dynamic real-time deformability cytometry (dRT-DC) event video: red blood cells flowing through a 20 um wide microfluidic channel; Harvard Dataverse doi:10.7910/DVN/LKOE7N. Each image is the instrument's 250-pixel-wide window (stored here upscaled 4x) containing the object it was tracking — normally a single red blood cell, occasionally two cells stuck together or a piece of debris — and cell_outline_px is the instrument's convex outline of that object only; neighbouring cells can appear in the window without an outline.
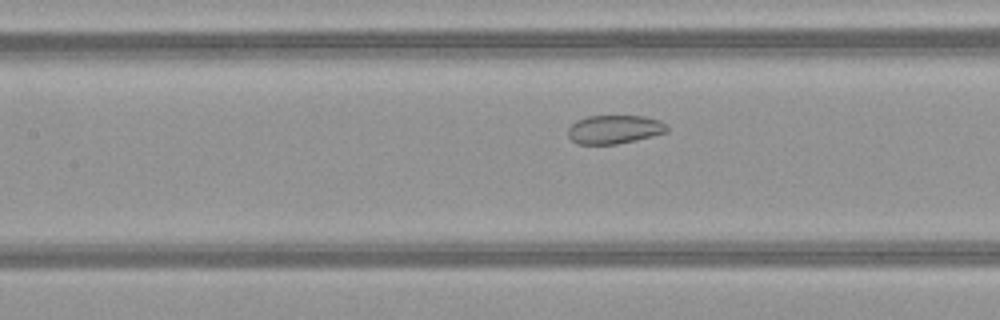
{"species": "common noctule bat (a hibernating species)", "species_latin": "Nyctalus noctula", "temperature_condition": "warm", "stored_images_in_passage": 45, "camera_frame_rate_fps": 3000, "um_per_image_px": 0.085, "animal": {"sex": "female", "body_mass_g": 21.9}, "frame": {"image": 1, "passage_image": 18, "time_ms": 5.667, "image_size_px": [1000, 320], "cell_outline_px": [[668, 132], [636, 140], [616, 144], [576, 144], [568, 136], [568, 128], [576, 120], [588, 116], [644, 116], [660, 120], [668, 124]], "centroid_in_image_um": [52.24, 10.99], "position_along_channel_um": 155.2, "area_um2": 16.65}}
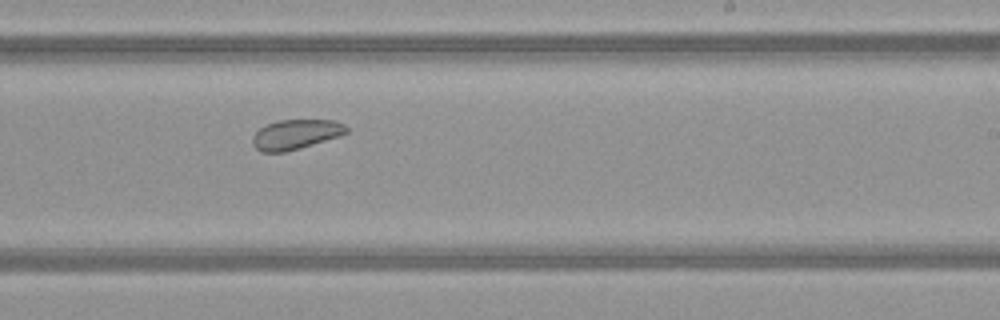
{"frame": {"image": 2, "passage_image": 26, "time_ms": 8.333, "image_size_px": [1000, 320], "cell_outline_px": [[348, 132], [340, 136], [300, 148], [284, 152], [260, 152], [252, 144], [252, 136], [260, 128], [268, 124], [280, 120], [332, 120], [344, 124], [348, 128]], "centroid_in_image_um": [25.13, 11.43], "position_along_channel_um": 263.9, "area_um2": 16.24}}
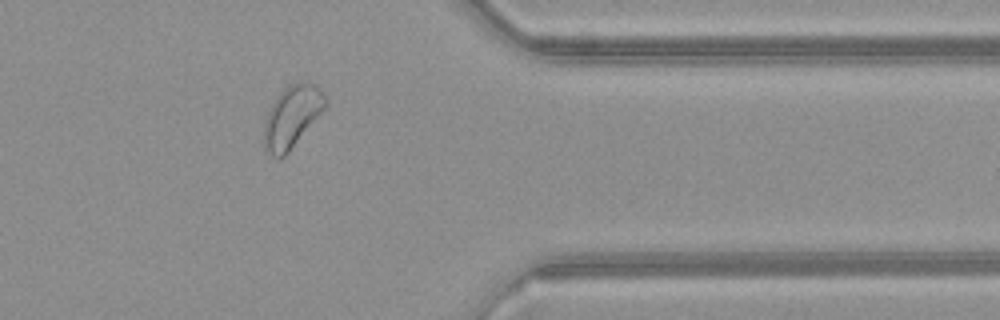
{"frame": {"image": 3, "passage_image": 36, "time_ms": 11.667, "image_size_px": [1000, 320], "cell_outline_px": [[328, 104], [288, 152], [280, 160], [272, 156], [268, 152], [264, 140], [264, 124], [268, 112], [272, 104], [280, 92], [288, 84], [300, 80], [308, 80], [316, 84], [324, 92], [328, 100]], "centroid_in_image_um": [24.85, 9.85], "position_along_channel_um": 386.5, "area_um2": 22.2}, "authors_computed_cell_mechanics": {"area_um2": 21.097, "velocity_mm_per_s": 4.0923, "shape_relaxation_time_tau1_ms": null, "shape_relaxation_time_tau2_ms": 2.4106, "deformation_change_tau1": null, "deformation_change_tau2": 0.0642}}